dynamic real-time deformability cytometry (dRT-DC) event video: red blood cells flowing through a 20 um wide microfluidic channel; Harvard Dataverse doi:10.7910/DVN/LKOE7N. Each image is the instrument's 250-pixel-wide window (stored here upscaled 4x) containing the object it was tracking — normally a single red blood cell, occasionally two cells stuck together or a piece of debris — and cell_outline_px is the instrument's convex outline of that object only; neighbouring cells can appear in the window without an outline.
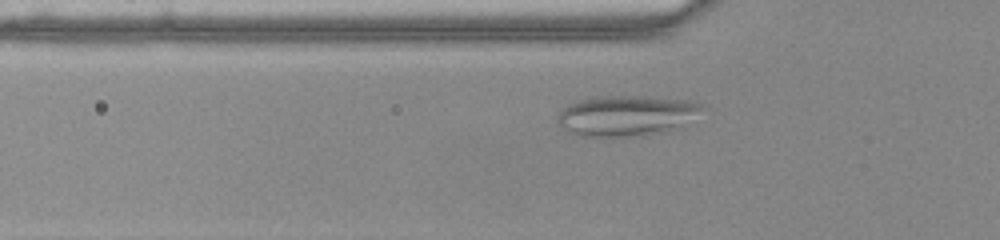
{"species": "common noctule bat (a hibernating species)", "species_latin": "Nyctalus noctula", "temperature_condition": "warm", "stored_images_in_passage": 38, "camera_frame_rate_fps": 3000, "um_per_image_px": 0.085, "animal": {"sex": "female", "body_mass_g": 22.0, "forearm_length_mm": 56.7}, "frame": {"image": 1, "passage_image": 3, "time_ms": 0.667, "image_size_px": [1000, 240], "cell_outline_px": [[700, 108], [676, 128], [668, 132], [648, 136], [576, 136], [568, 132], [556, 120], [556, 116], [568, 104], [580, 100], [600, 96], [644, 96], [688, 100], [700, 104]], "centroid_in_image_um": [53.14, 9.84], "position_along_channel_um": 72.7, "area_um2": 33.7}}
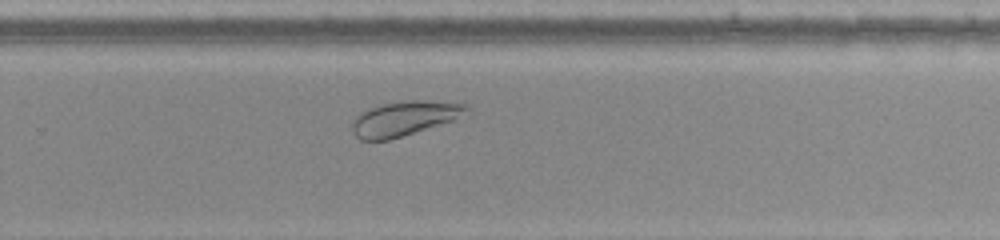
{"frame": {"image": 2, "passage_image": 20, "time_ms": 6.333, "image_size_px": [1000, 240], "cell_outline_px": [[472, 112], [452, 120], [388, 140], [360, 140], [356, 136], [352, 128], [352, 124], [356, 116], [372, 108], [384, 104], [408, 100], [420, 100], [468, 104], [472, 108]], "centroid_in_image_um": [34.43, 10.06], "position_along_channel_um": 295.4, "area_um2": 22.6}}
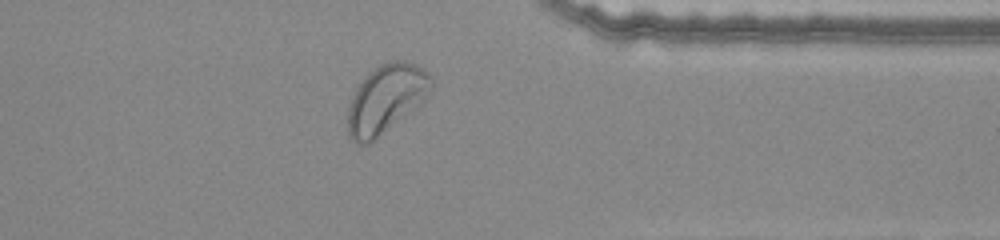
{"frame": {"image": 3, "passage_image": 27, "time_ms": 8.667, "image_size_px": [1000, 240], "cell_outline_px": [[432, 88], [424, 100], [420, 104], [368, 144], [360, 144], [352, 140], [348, 136], [348, 108], [352, 96], [356, 88], [368, 72], [380, 64], [388, 60], [404, 60], [428, 72], [432, 76]], "centroid_in_image_um": [32.8, 8.38], "position_along_channel_um": 378.6, "area_um2": 32.95}}